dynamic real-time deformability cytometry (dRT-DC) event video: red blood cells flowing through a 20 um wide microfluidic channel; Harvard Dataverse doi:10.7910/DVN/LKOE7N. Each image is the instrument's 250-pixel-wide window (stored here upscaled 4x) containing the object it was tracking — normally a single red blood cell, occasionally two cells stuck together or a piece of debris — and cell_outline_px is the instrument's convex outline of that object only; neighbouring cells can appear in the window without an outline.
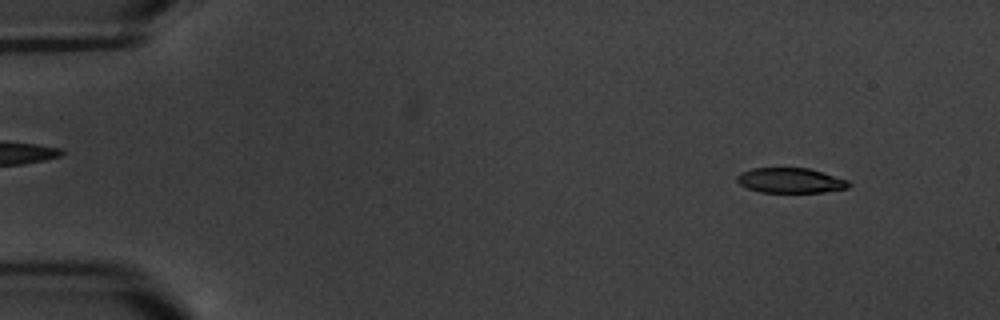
{"species": "common noctule bat (a hibernating species)", "species_latin": "Nyctalus noctula", "temperature_condition": "warm", "stored_images_in_passage": 4, "camera_frame_rate_fps": 3000, "um_per_image_px": 0.085, "animal": {"sex": "male", "body_mass_g": 20.1, "forearm_length_mm": 53.5}, "frame": {"image": 1, "passage_image": 1, "time_ms": 0.0, "image_size_px": [1000, 320], "cell_outline_px": [[852, 184], [848, 188], [824, 192], [760, 192], [748, 188], [740, 184], [736, 180], [736, 176], [740, 172], [752, 168], [808, 168], [848, 180]], "centroid_in_image_um": [67.18, 15.34], "position_along_channel_um": 17.8, "area_um2": 16.3}}
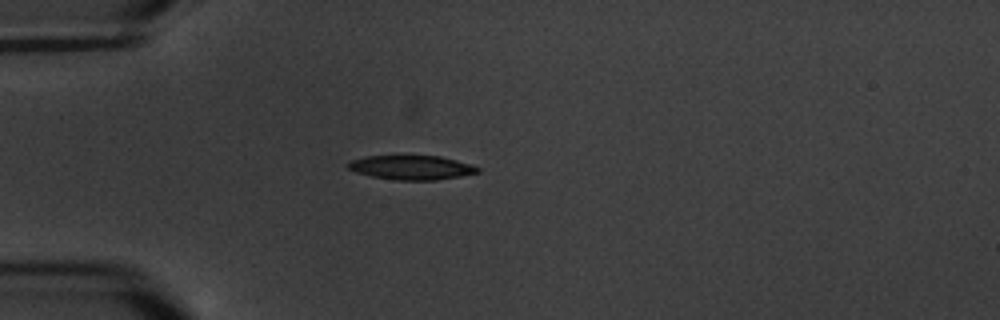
{"frame": {"image": 2, "passage_image": 4, "time_ms": 3.667, "image_size_px": [1000, 320], "cell_outline_px": [[480, 172], [460, 176], [436, 180], [396, 180], [372, 176], [356, 172], [348, 168], [344, 164], [352, 160], [364, 156], [440, 156], [456, 160], [480, 168]], "centroid_in_image_um": [34.95, 14.24], "position_along_channel_um": 50.1, "area_um2": 18.21}}